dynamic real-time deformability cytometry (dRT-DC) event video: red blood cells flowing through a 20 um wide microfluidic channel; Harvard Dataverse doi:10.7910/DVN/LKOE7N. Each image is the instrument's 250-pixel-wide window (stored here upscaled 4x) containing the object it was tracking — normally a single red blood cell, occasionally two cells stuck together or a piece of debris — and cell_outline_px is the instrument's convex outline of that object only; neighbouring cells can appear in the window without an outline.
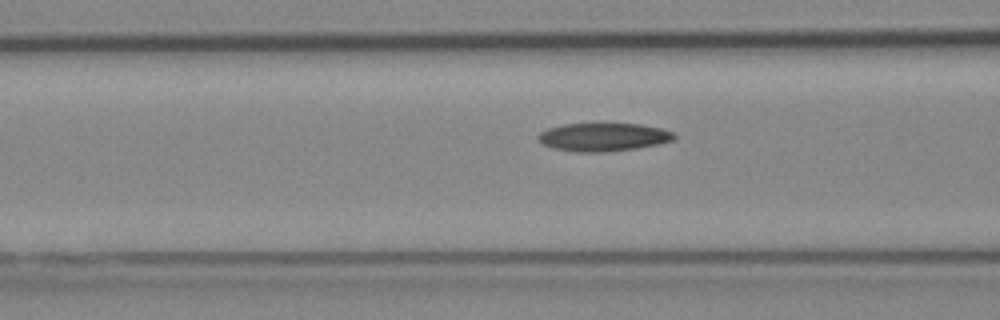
{"species": "Egyptian fruit bat (a non-hibernating species)", "species_latin": "Rousettus aegyptiacus", "temperature_condition": "cold", "stored_images_in_passage": 21, "camera_frame_rate_fps": 3000, "um_per_image_px": 0.085, "animal": {"sex": "female"}, "frame": {"image": 1, "passage_image": 16, "time_ms": 5.0, "image_size_px": [1000, 320], "cell_outline_px": [[676, 136], [672, 140], [656, 144], [636, 148], [604, 152], [576, 152], [552, 148], [544, 144], [536, 136], [540, 132], [548, 128], [564, 124], [640, 124], [660, 128], [676, 132]], "centroid_in_image_um": [51.28, 11.65], "position_along_channel_um": 115.3, "area_um2": 22.2}}